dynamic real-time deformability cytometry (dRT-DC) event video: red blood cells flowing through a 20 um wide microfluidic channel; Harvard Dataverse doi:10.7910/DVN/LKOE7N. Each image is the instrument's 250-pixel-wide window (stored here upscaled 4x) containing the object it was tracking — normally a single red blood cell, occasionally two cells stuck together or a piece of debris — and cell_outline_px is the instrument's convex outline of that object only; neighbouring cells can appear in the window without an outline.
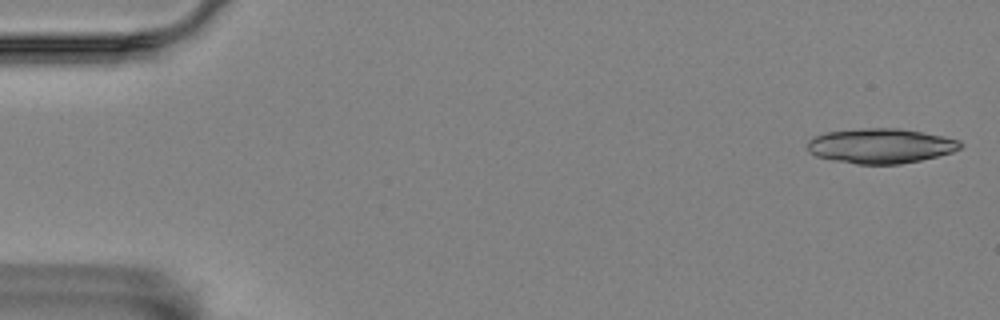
{"species": "Egyptian fruit bat (a non-hibernating species)", "species_latin": "Rousettus aegyptiacus", "temperature_condition": "room temperature", "stored_images_in_passage": 5, "camera_frame_rate_fps": 3000, "um_per_image_px": 0.085, "animal": {"sex": "female"}, "frame": {"image": 1, "passage_image": 1, "time_ms": 0.0, "image_size_px": [1000, 320], "cell_outline_px": [[964, 144], [960, 148], [952, 152], [920, 160], [900, 164], [856, 164], [832, 160], [816, 156], [808, 152], [808, 140], [816, 136], [828, 132], [864, 128], [900, 128], [944, 136], [960, 140]], "centroid_in_image_um": [74.87, 12.4], "position_along_channel_um": 10.1, "area_um2": 31.04}}